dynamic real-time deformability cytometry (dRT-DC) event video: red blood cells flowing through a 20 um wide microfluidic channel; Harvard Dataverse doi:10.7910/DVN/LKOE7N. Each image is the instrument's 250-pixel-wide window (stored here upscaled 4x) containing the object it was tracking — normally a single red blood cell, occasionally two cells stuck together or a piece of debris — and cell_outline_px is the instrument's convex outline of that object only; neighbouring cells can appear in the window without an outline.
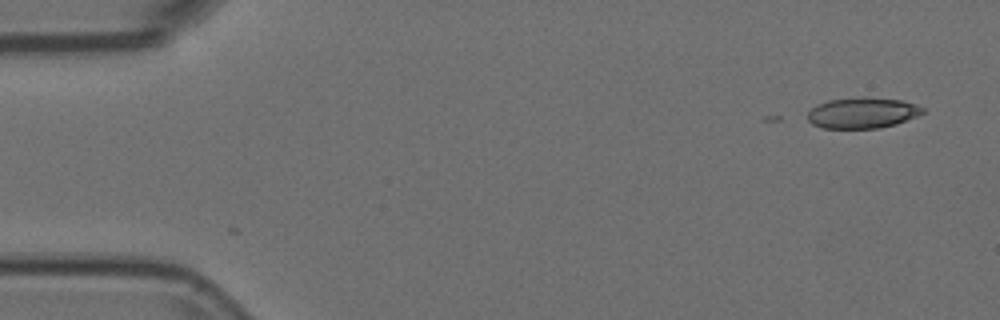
{"species": "Egyptian fruit bat (a non-hibernating species)", "species_latin": "Rousettus aegyptiacus", "temperature_condition": "room temperature", "stored_images_in_passage": 3, "camera_frame_rate_fps": 3000, "um_per_image_px": 0.085, "animal": {"sex": "female"}, "frame": {"image": 1, "passage_image": 1, "time_ms": 0.0, "image_size_px": [1000, 320], "cell_outline_px": [[924, 112], [916, 116], [896, 124], [880, 128], [824, 128], [812, 124], [808, 120], [808, 112], [816, 104], [828, 100], [900, 100], [916, 104], [924, 108]], "centroid_in_image_um": [73.29, 9.64], "position_along_channel_um": 11.7, "area_um2": 19.71}}